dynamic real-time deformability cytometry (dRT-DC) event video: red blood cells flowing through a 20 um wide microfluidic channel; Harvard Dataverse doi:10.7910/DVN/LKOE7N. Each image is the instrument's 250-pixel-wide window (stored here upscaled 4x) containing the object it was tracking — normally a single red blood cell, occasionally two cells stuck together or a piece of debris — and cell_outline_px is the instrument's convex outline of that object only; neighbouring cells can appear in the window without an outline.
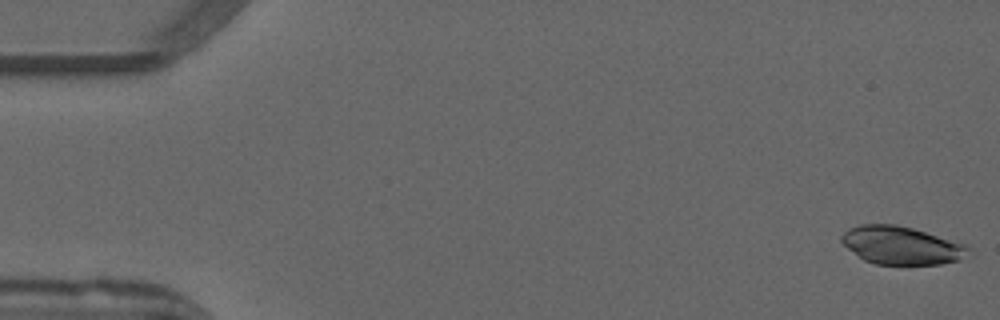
{"species": "common noctule bat (a hibernating species)", "species_latin": "Nyctalus noctula", "temperature_condition": "warm", "stored_images_in_passage": 15, "camera_frame_rate_fps": 3000, "um_per_image_px": 0.085, "animal": {"sex": "male", "forearm_length_mm": 52.5}, "frame": {"image": 1, "passage_image": 1, "time_ms": 0.0, "image_size_px": [1000, 320], "cell_outline_px": [[972, 248], [960, 260], [940, 264], [876, 264], [864, 260], [848, 248], [840, 240], [840, 236], [848, 228], [860, 224], [896, 224], [912, 228], [964, 244]], "centroid_in_image_um": [76.58, 20.85], "position_along_channel_um": 8.4, "area_um2": 27.86}}
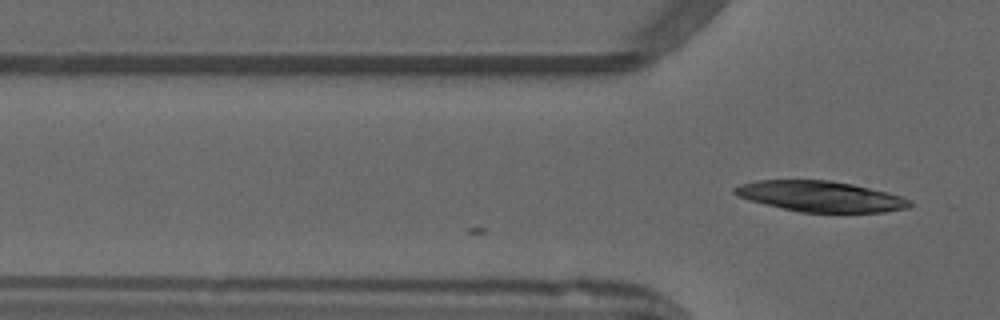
{"frame": {"image": 2, "passage_image": 15, "time_ms": 4.667, "image_size_px": [1000, 320], "cell_outline_px": [[912, 204], [908, 208], [884, 212], [800, 212], [752, 200], [740, 196], [732, 192], [732, 188], [740, 184], [760, 180], [828, 180], [852, 184], [888, 192], [900, 196], [908, 200]], "centroid_in_image_um": [69.76, 16.68], "position_along_channel_um": 56.0, "area_um2": 30.81}}